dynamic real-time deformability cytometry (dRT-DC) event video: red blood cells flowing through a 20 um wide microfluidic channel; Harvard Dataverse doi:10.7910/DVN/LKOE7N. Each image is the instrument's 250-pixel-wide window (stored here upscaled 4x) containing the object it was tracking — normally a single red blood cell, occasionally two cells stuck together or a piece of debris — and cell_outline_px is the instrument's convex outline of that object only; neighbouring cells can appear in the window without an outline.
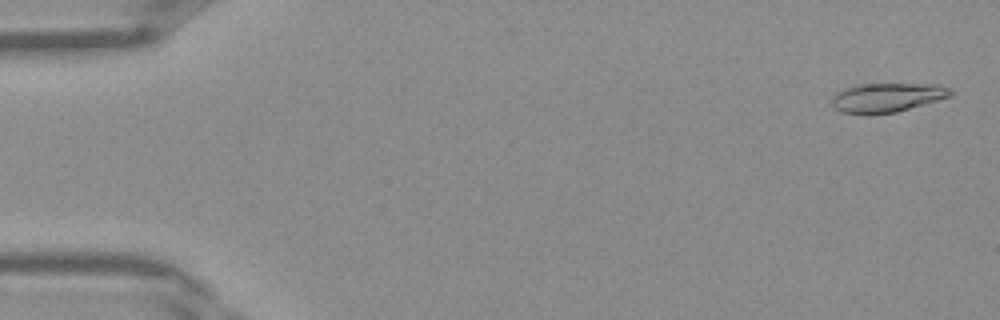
{"species": "Egyptian fruit bat (a non-hibernating species)", "species_latin": "Rousettus aegyptiacus", "temperature_condition": "warm", "stored_images_in_passage": 40, "camera_frame_rate_fps": 3000, "um_per_image_px": 0.085, "frame": {"image": 1, "passage_image": 2, "time_ms": 0.333, "image_size_px": [1000, 320], "cell_outline_px": [[952, 96], [896, 112], [872, 116], [864, 116], [840, 112], [832, 108], [832, 96], [836, 92], [844, 88], [856, 84], [936, 84], [952, 88]], "centroid_in_image_um": [75.33, 8.31], "position_along_channel_um": 9.7, "area_um2": 20.81}}
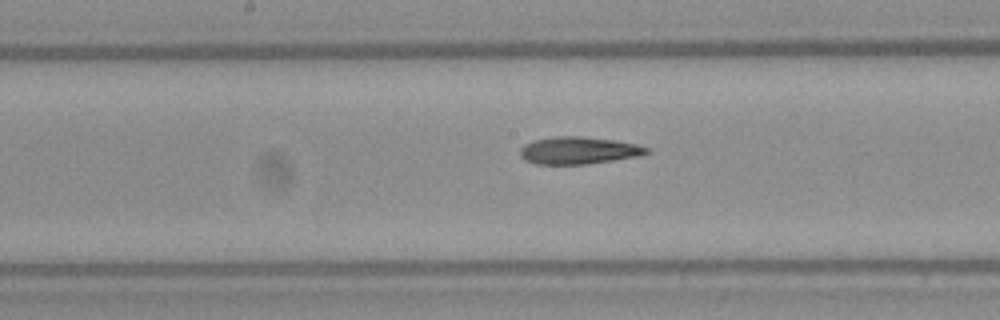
{"frame": {"image": 2, "passage_image": 21, "time_ms": 6.667, "image_size_px": [1000, 320], "cell_outline_px": [[648, 152], [640, 156], [588, 164], [536, 164], [524, 160], [520, 156], [520, 148], [524, 144], [536, 140], [556, 136], [580, 136], [616, 140], [636, 144], [648, 148]], "centroid_in_image_um": [49.16, 12.79], "position_along_channel_um": 199.0, "area_um2": 20.11}}
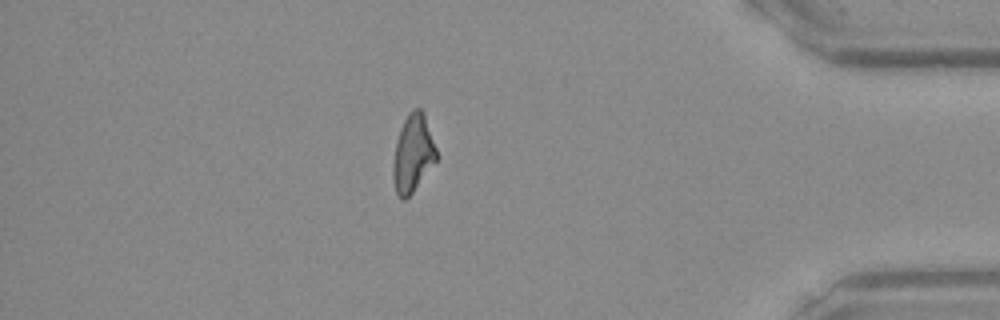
{"frame": {"image": 3, "passage_image": 35, "time_ms": 11.333, "image_size_px": [1000, 320], "cell_outline_px": [[440, 156], [412, 192], [404, 200], [396, 192], [392, 176], [392, 164], [396, 140], [400, 128], [408, 112], [412, 108], [420, 108], [424, 112]], "centroid_in_image_um": [35.11, 12.99], "position_along_channel_um": 400.1, "area_um2": 19.88}}